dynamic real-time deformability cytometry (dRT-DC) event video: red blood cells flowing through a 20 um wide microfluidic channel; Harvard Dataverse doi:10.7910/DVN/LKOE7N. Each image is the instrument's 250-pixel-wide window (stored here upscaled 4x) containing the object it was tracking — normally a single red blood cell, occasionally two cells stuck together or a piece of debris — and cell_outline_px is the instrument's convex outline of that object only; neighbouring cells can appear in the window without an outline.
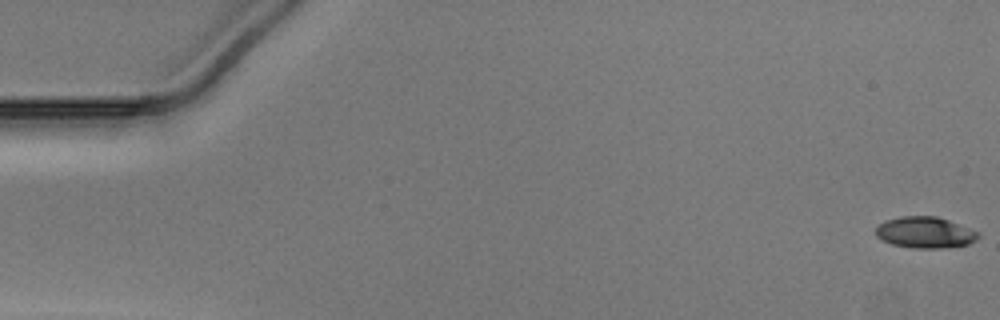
{"species": "Egyptian fruit bat (a non-hibernating species)", "species_latin": "Rousettus aegyptiacus", "temperature_condition": "warm", "stored_images_in_passage": 51, "camera_frame_rate_fps": 3000, "um_per_image_px": 0.085, "animal": {"sex": "male"}, "frame": {"image": 1, "passage_image": 1, "time_ms": 0.0, "image_size_px": [1000, 320], "cell_outline_px": [[980, 236], [976, 240], [968, 244], [940, 248], [912, 248], [892, 244], [876, 236], [876, 228], [884, 220], [900, 216], [936, 216], [948, 220], [980, 232]], "centroid_in_image_um": [78.63, 19.75], "position_along_channel_um": 6.4, "area_um2": 18.61}}
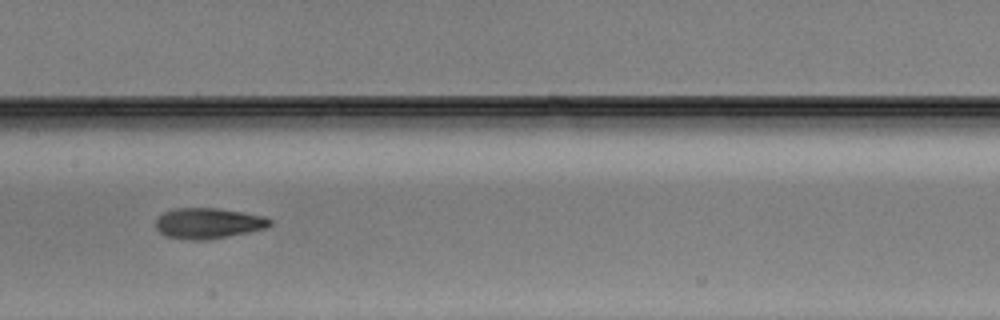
{"frame": {"image": 2, "passage_image": 26, "time_ms": 8.333, "image_size_px": [1000, 320], "cell_outline_px": [[272, 224], [268, 228], [228, 236], [204, 240], [188, 240], [168, 236], [160, 232], [156, 228], [156, 220], [164, 212], [176, 208], [220, 208], [264, 216], [272, 220]], "centroid_in_image_um": [17.73, 18.97], "position_along_channel_um": 189.7, "area_um2": 20.35}}
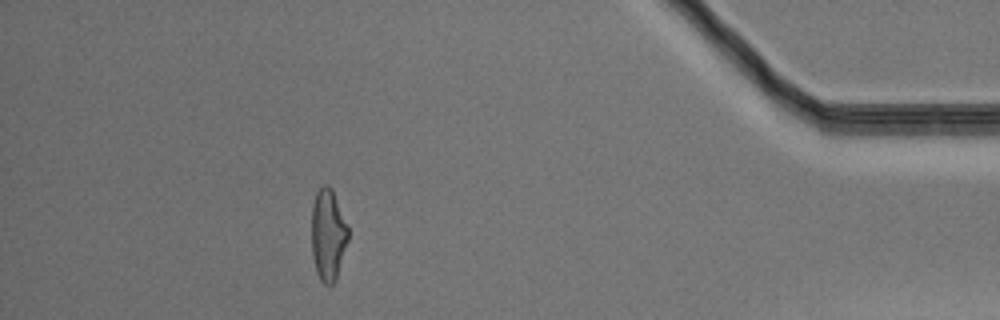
{"frame": {"image": 3, "passage_image": 46, "time_ms": 15.0, "image_size_px": [1000, 320], "cell_outline_px": [[348, 240], [336, 280], [332, 284], [324, 284], [320, 280], [316, 272], [312, 256], [312, 204], [316, 192], [324, 184], [328, 184], [332, 188], [348, 228]], "centroid_in_image_um": [27.87, 19.96], "position_along_channel_um": 407.3, "area_um2": 19.54}}